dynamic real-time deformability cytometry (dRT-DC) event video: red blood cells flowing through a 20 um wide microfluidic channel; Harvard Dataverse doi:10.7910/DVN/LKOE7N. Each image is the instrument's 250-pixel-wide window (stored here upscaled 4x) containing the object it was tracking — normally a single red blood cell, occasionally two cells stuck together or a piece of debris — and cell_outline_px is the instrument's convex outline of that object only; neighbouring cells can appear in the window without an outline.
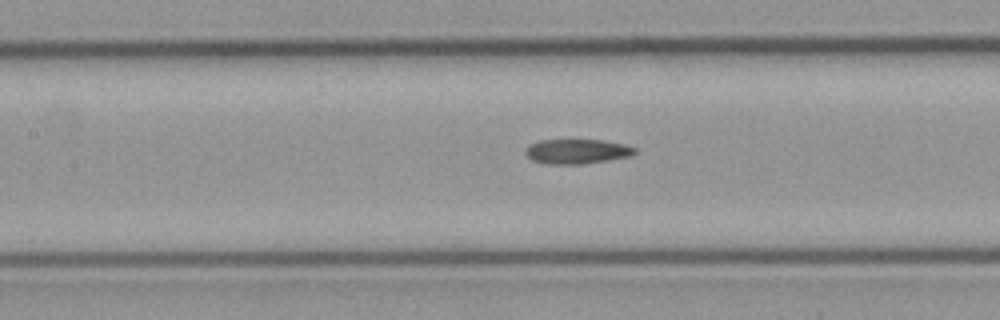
{"species": "common noctule bat (a hibernating species)", "species_latin": "Nyctalus noctula", "temperature_condition": "cold", "stored_images_in_passage": 24, "camera_frame_rate_fps": 3000, "um_per_image_px": 0.085, "animal": {"sex": "male", "body_mass_g": 23.1, "forearm_length_mm": 52.7}, "frame": {"image": 1, "passage_image": 6, "time_ms": 1.667, "image_size_px": [1000, 320], "cell_outline_px": [[636, 152], [632, 156], [584, 164], [548, 164], [532, 160], [524, 152], [528, 144], [540, 140], [604, 140], [624, 144], [636, 148]], "centroid_in_image_um": [49.04, 12.87], "position_along_channel_um": 158.4, "area_um2": 15.84}}
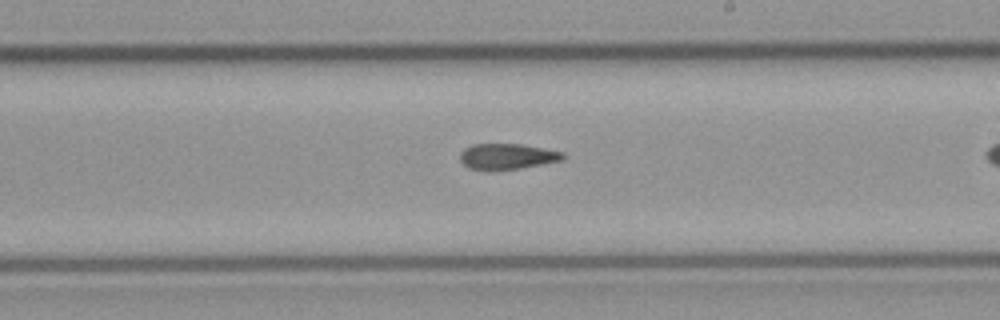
{"frame": {"image": 2, "passage_image": 13, "time_ms": 4.0, "image_size_px": [1000, 320], "cell_outline_px": [[564, 156], [560, 160], [520, 168], [468, 168], [460, 160], [460, 152], [464, 148], [472, 144], [520, 144], [564, 152]], "centroid_in_image_um": [43.08, 13.26], "position_along_channel_um": 245.9, "area_um2": 14.8}}
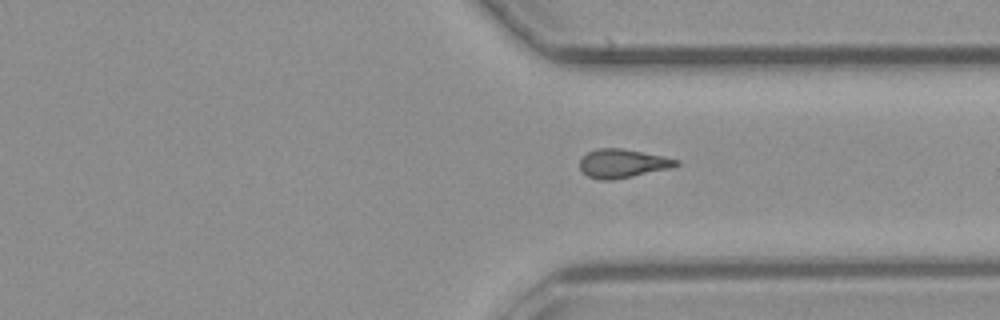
{"frame": {"image": 3, "passage_image": 22, "time_ms": 7.0, "image_size_px": [1000, 320], "cell_outline_px": [[680, 164], [668, 168], [632, 176], [612, 180], [600, 180], [588, 176], [580, 168], [580, 160], [588, 152], [600, 148], [620, 148], [664, 156], [680, 160]], "centroid_in_image_um": [52.92, 13.89], "position_along_channel_um": 358.5, "area_um2": 15.84}}